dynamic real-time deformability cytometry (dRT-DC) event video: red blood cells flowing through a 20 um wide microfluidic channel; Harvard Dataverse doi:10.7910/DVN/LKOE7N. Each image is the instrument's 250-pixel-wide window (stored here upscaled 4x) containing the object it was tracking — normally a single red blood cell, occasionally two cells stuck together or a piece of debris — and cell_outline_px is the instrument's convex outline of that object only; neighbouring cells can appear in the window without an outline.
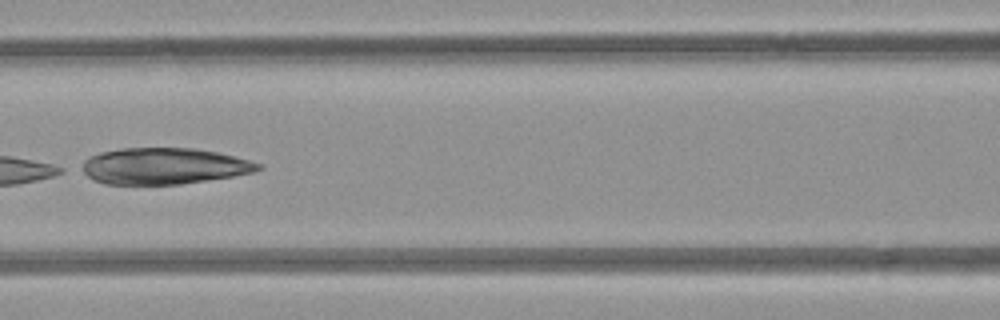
{"species": "common noctule bat (a hibernating species)", "species_latin": "Nyctalus noctula", "temperature_condition": "room temperature", "stored_images_in_passage": 7, "camera_frame_rate_fps": 3000, "um_per_image_px": 0.085, "animal": {"sex": "female", "body_mass_g": 21.9}, "frame": {"image": 1, "passage_image": 5, "time_ms": 5.0, "image_size_px": [1000, 320], "cell_outline_px": [[264, 168], [252, 172], [232, 176], [180, 184], [104, 184], [80, 172], [76, 168], [88, 156], [100, 152], [120, 148], [196, 148], [216, 152], [248, 160], [260, 164]], "centroid_in_image_um": [13.83, 14.11], "position_along_channel_um": 152.8, "area_um2": 37.4}}
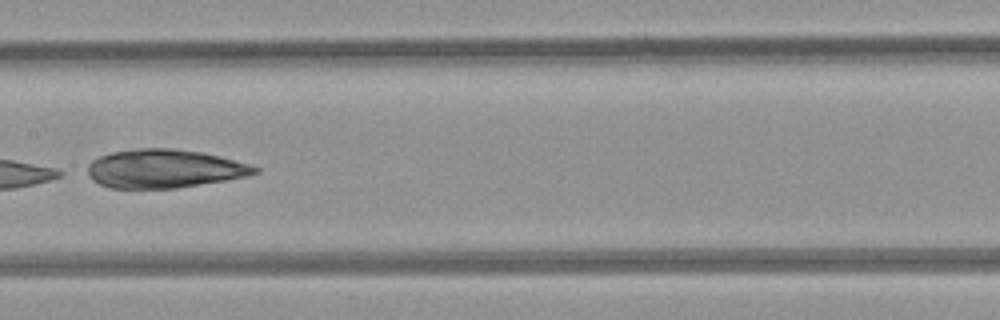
{"frame": {"image": 2, "passage_image": 6, "time_ms": 6.0, "image_size_px": [1000, 320], "cell_outline_px": [[260, 172], [248, 176], [176, 188], [108, 188], [92, 180], [88, 176], [88, 164], [92, 160], [100, 156], [112, 152], [140, 148], [172, 148], [200, 152], [220, 156], [248, 164], [260, 168]], "centroid_in_image_um": [13.95, 14.34], "position_along_channel_um": 193.5, "area_um2": 37.45}}
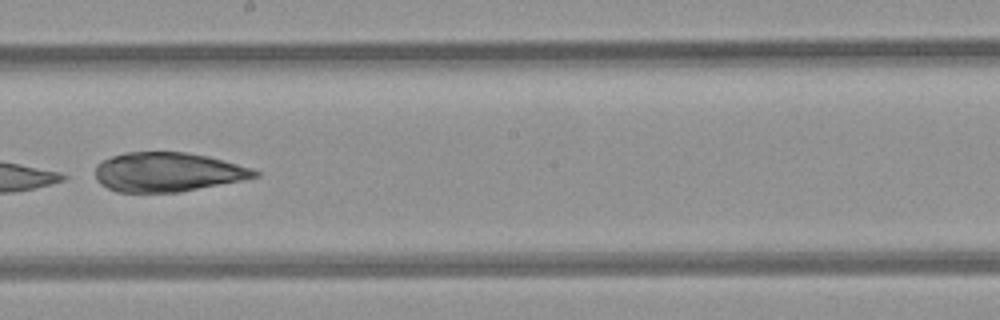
{"frame": {"image": 3, "passage_image": 7, "time_ms": 7.0, "image_size_px": [1000, 320], "cell_outline_px": [[260, 176], [244, 180], [180, 192], [116, 192], [100, 184], [96, 180], [96, 164], [100, 160], [124, 152], [184, 152], [208, 156], [224, 160], [252, 168], [260, 172]], "centroid_in_image_um": [14.25, 14.62], "position_along_channel_um": 234.0, "area_um2": 36.76}}